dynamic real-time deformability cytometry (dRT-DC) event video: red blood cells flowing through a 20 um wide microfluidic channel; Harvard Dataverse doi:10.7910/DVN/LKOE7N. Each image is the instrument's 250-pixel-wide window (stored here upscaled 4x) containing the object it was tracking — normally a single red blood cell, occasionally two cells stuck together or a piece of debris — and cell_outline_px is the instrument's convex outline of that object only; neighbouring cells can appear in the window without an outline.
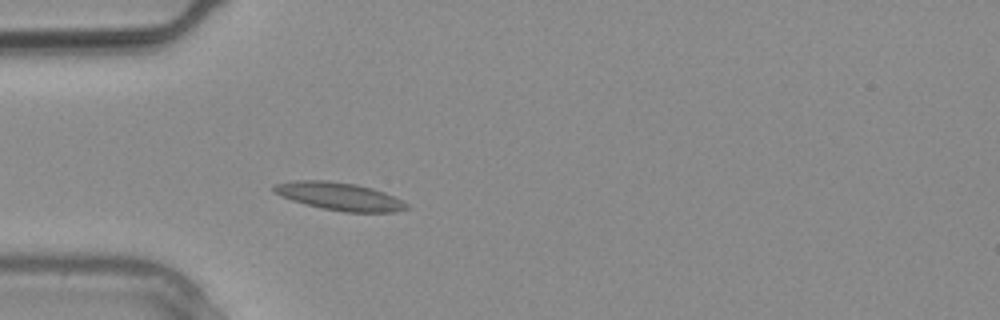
{"species": "common noctule bat (a hibernating species)", "species_latin": "Nyctalus noctula", "temperature_condition": "warm", "stored_images_in_passage": 1, "camera_frame_rate_fps": 3000, "um_per_image_px": 0.085, "animal": {"sex": "male", "body_mass_g": 20.4}, "frame": {"image": 1, "passage_image": 1, "time_ms": 0.0, "image_size_px": [1000, 320], "cell_outline_px": [[408, 208], [396, 212], [344, 212], [304, 204], [280, 196], [272, 192], [272, 184], [292, 180], [328, 180], [356, 184], [372, 188], [384, 192], [408, 204]], "centroid_in_image_um": [28.78, 16.68], "position_along_channel_um": 56.2, "area_um2": 21.62}}